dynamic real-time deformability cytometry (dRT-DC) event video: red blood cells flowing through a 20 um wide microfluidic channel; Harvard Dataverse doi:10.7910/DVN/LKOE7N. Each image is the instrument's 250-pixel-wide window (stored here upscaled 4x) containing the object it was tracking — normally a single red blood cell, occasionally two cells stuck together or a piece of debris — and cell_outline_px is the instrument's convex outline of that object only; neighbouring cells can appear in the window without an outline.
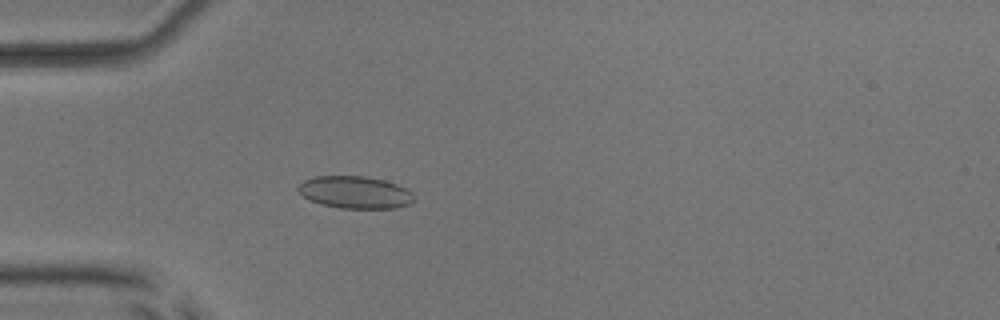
{"species": "common noctule bat (a hibernating species)", "species_latin": "Nyctalus noctula", "temperature_condition": "room temperature", "stored_images_in_passage": 3, "camera_frame_rate_fps": 3000, "um_per_image_px": 0.085, "animal": {"sex": "male", "body_mass_g": 17.9, "forearm_length_mm": 54.2}, "frame": {"image": 1, "passage_image": 3, "time_ms": 3.0, "image_size_px": [1000, 320], "cell_outline_px": [[416, 200], [412, 204], [396, 208], [340, 208], [320, 204], [304, 196], [296, 188], [304, 180], [312, 176], [364, 176], [384, 180], [396, 184], [412, 192]], "centroid_in_image_um": [30.21, 16.35], "position_along_channel_um": 54.8, "area_um2": 21.85}}